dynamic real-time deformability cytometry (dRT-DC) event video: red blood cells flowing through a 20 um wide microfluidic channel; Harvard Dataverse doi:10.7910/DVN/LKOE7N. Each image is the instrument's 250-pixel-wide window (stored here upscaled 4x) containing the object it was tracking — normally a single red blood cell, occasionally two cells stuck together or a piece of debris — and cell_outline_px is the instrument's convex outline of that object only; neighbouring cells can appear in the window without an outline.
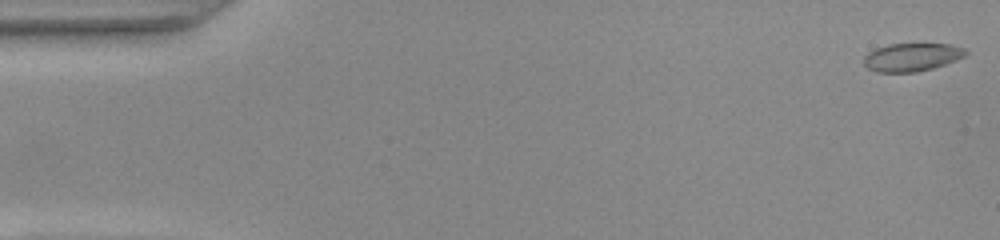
{"species": "common noctule bat (a hibernating species)", "species_latin": "Nyctalus noctula", "temperature_condition": "warm", "stored_images_in_passage": 52, "camera_frame_rate_fps": 3000, "um_per_image_px": 0.085, "animal": {"sex": "female", "body_mass_g": 22.0, "forearm_length_mm": 56.7}, "frame": {"image": 1, "passage_image": 1, "time_ms": 0.0, "image_size_px": [1000, 240], "cell_outline_px": [[968, 52], [964, 56], [956, 60], [932, 68], [916, 72], [876, 72], [868, 68], [864, 64], [864, 56], [868, 52], [876, 48], [888, 44], [948, 44], [964, 48]], "centroid_in_image_um": [77.48, 4.86], "position_along_channel_um": 7.5, "area_um2": 16.59}}
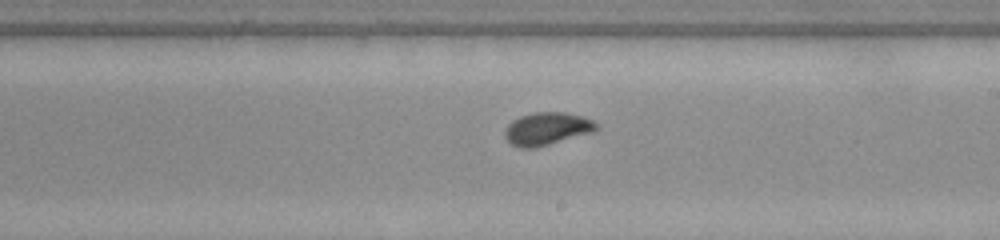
{"frame": {"image": 2, "passage_image": 30, "time_ms": 9.667, "image_size_px": [1000, 240], "cell_outline_px": [[600, 128], [592, 132], [536, 148], [520, 148], [512, 144], [504, 136], [504, 132], [508, 124], [512, 120], [520, 116], [536, 112], [564, 112], [580, 116], [592, 120], [600, 124]], "centroid_in_image_um": [46.5, 10.94], "position_along_channel_um": 242.5, "area_um2": 17.46}}
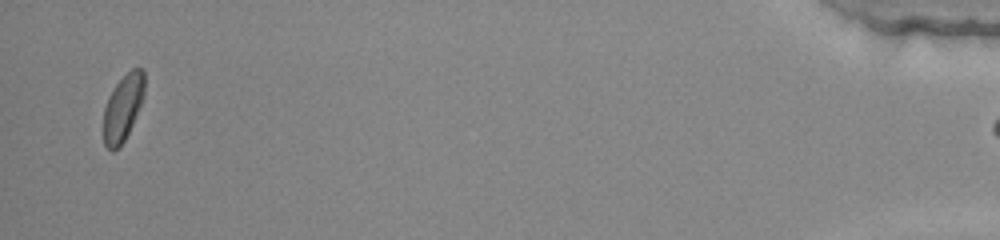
{"frame": {"image": 3, "passage_image": 51, "time_ms": 16.667, "image_size_px": [1000, 240], "cell_outline_px": [[144, 96], [132, 124], [124, 140], [112, 152], [104, 144], [104, 108], [108, 96], [116, 84], [132, 68], [140, 68], [144, 72]], "centroid_in_image_um": [10.44, 9.14], "position_along_channel_um": 424.8, "area_um2": 15.49}}